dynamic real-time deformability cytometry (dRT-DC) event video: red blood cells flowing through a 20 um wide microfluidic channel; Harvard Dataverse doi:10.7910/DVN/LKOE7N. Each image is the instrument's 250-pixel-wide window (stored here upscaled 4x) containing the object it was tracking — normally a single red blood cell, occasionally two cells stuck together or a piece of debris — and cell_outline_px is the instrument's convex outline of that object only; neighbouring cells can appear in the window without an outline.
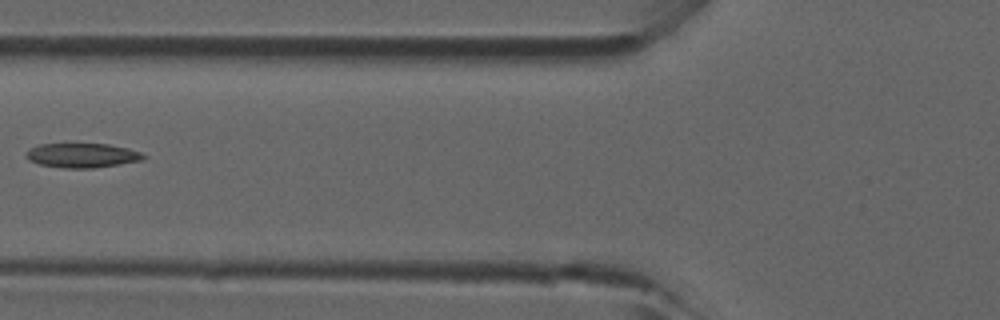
{"species": "common noctule bat (a hibernating species)", "species_latin": "Nyctalus noctula", "temperature_condition": "room temperature", "stored_images_in_passage": 5, "camera_frame_rate_fps": 3000, "um_per_image_px": 0.085, "animal": {"sex": "male", "forearm_length_mm": 52.5}, "frame": {"image": 1, "passage_image": 5, "time_ms": 1.333, "image_size_px": [1000, 320], "cell_outline_px": [[148, 156], [144, 160], [92, 168], [64, 168], [40, 164], [28, 160], [28, 152], [32, 148], [40, 144], [108, 144], [128, 148], [140, 152]], "centroid_in_image_um": [7.05, 13.21], "position_along_channel_um": 118.7, "area_um2": 16.47}}